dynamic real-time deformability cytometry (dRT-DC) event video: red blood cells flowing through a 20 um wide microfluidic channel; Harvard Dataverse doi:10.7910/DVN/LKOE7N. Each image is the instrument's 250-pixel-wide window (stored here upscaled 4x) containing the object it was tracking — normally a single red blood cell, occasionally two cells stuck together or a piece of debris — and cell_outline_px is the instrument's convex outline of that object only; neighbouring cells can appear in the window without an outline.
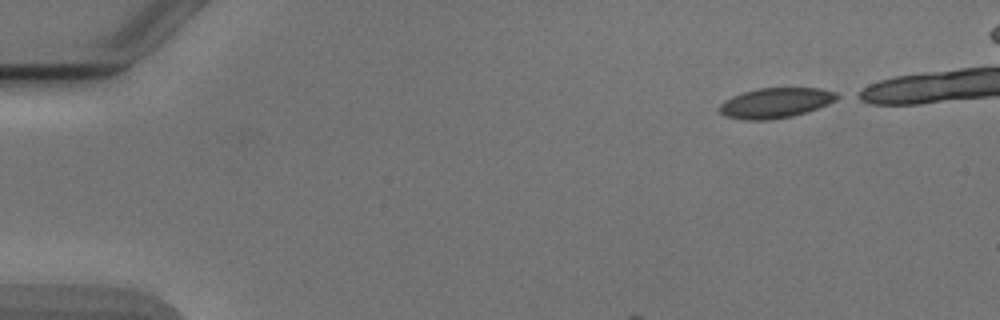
{"species": "Egyptian fruit bat (a non-hibernating species)", "species_latin": "Rousettus aegyptiacus", "temperature_condition": "cold", "stored_images_in_passage": 4, "camera_frame_rate_fps": 3000, "um_per_image_px": 0.085, "animal": {"sex": "male"}, "frame": {"image": 1, "passage_image": 1, "time_ms": 0.0, "image_size_px": [1000, 320], "cell_outline_px": [[844, 96], [828, 104], [808, 112], [792, 116], [768, 120], [744, 120], [724, 116], [720, 112], [720, 104], [724, 100], [732, 96], [756, 88], [820, 88], [836, 92]], "centroid_in_image_um": [65.96, 8.74], "position_along_channel_um": 19.0, "area_um2": 20.87}}